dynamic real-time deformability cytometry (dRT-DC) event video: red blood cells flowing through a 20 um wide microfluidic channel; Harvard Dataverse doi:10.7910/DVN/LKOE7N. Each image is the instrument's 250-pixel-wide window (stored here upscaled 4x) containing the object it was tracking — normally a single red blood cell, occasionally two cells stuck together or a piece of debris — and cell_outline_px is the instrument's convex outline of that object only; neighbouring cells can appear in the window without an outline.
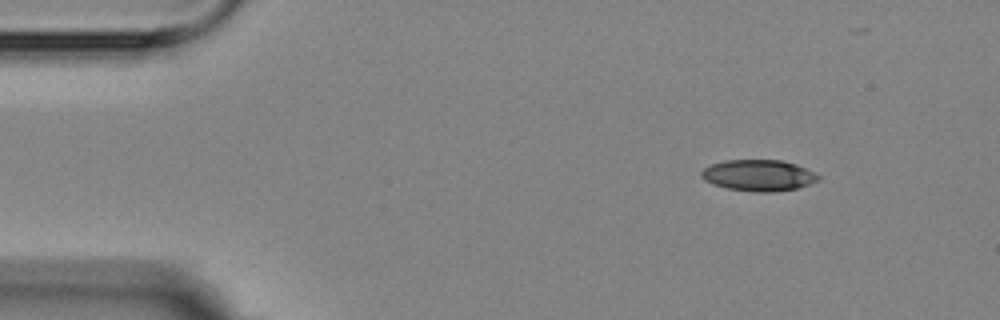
{"species": "Egyptian fruit bat (a non-hibernating species)", "species_latin": "Rousettus aegyptiacus", "temperature_condition": "room temperature", "stored_images_in_passage": 16, "segment_of_instrument_passage": [1, 2], "camera_frame_rate_fps": 3000, "um_per_image_px": 0.085, "animal": {"sex": "female"}, "frame": {"image": 1, "passage_image": 1, "time_ms": 0.0, "image_size_px": [1000, 320], "cell_outline_px": [[820, 180], [796, 188], [772, 192], [756, 192], [728, 188], [712, 184], [704, 180], [700, 176], [700, 172], [704, 168], [712, 164], [724, 160], [780, 160], [796, 164], [820, 176]], "centroid_in_image_um": [64.44, 14.9], "position_along_channel_um": 20.6, "area_um2": 21.15}}
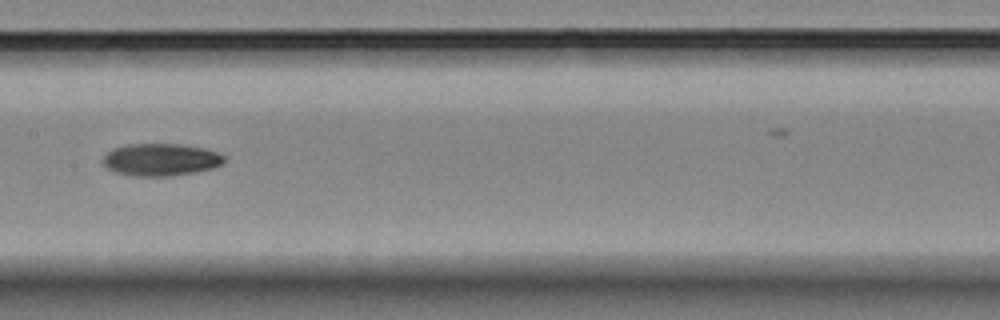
{"frame": {"image": 2, "passage_image": 7, "time_ms": 7.0, "image_size_px": [1000, 320], "cell_outline_px": [[224, 160], [220, 164], [212, 168], [192, 172], [168, 176], [132, 176], [116, 172], [108, 168], [104, 164], [104, 156], [112, 148], [128, 144], [180, 144], [204, 148], [216, 152], [224, 156]], "centroid_in_image_um": [13.64, 13.56], "position_along_channel_um": 193.8, "area_um2": 22.54}}
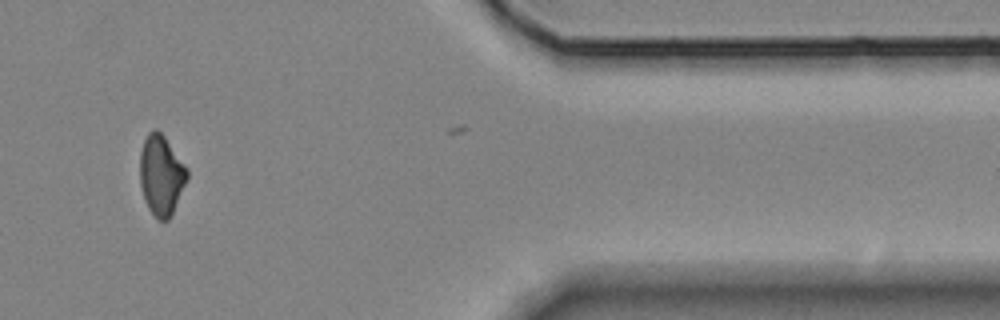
{"frame": {"image": 3, "passage_image": 13, "time_ms": 13.667, "image_size_px": [1000, 320], "cell_outline_px": [[188, 176], [172, 212], [168, 220], [160, 220], [148, 208], [144, 200], [140, 184], [140, 152], [144, 140], [148, 132], [156, 128], [164, 136], [188, 168]], "centroid_in_image_um": [13.69, 14.85], "position_along_channel_um": 397.7, "area_um2": 21.73}}